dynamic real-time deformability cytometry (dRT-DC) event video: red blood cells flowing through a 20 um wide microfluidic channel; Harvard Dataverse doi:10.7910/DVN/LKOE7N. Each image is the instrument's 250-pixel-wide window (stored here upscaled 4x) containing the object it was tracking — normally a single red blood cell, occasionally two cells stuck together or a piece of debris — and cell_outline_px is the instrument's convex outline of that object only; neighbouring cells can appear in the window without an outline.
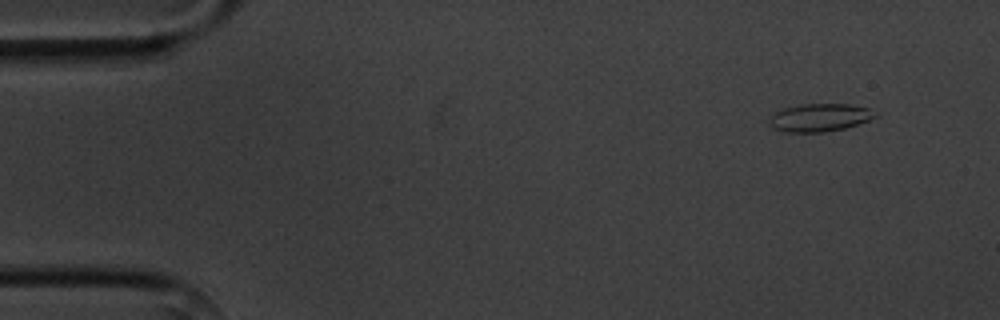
{"species": "common noctule bat (a hibernating species)", "species_latin": "Nyctalus noctula", "temperature_condition": "cold", "stored_images_in_passage": 5, "camera_frame_rate_fps": 3000, "um_per_image_px": 0.085, "animal": {"sex": "male", "body_mass_g": 20.1, "forearm_length_mm": 53.5}, "frame": {"image": 1, "passage_image": 2, "time_ms": 1.333, "image_size_px": [1000, 320], "cell_outline_px": [[880, 116], [844, 128], [824, 132], [784, 132], [772, 128], [768, 120], [776, 112], [784, 108], [804, 104], [848, 104], [868, 108], [880, 112]], "centroid_in_image_um": [69.71, 9.99], "position_along_channel_um": 15.3, "area_um2": 17.22}}
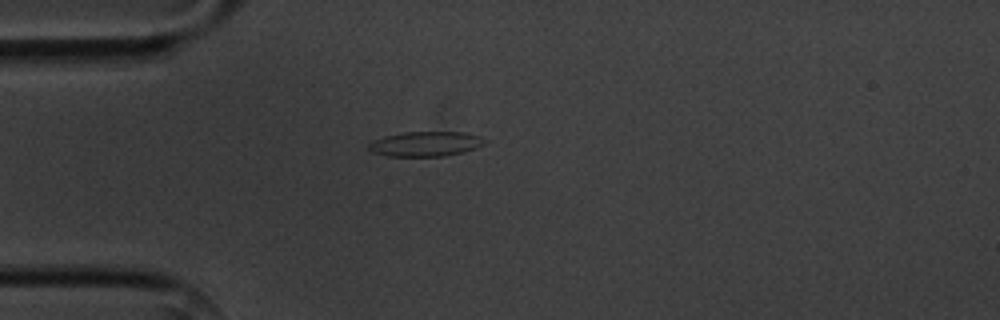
{"frame": {"image": 2, "passage_image": 5, "time_ms": 4.667, "image_size_px": [1000, 320], "cell_outline_px": [[488, 140], [484, 144], [476, 148], [464, 152], [444, 156], [384, 156], [372, 152], [368, 148], [368, 144], [372, 140], [384, 136], [404, 132], [464, 132], [480, 136]], "centroid_in_image_um": [36.17, 12.23], "position_along_channel_um": 48.8, "area_um2": 16.99}}